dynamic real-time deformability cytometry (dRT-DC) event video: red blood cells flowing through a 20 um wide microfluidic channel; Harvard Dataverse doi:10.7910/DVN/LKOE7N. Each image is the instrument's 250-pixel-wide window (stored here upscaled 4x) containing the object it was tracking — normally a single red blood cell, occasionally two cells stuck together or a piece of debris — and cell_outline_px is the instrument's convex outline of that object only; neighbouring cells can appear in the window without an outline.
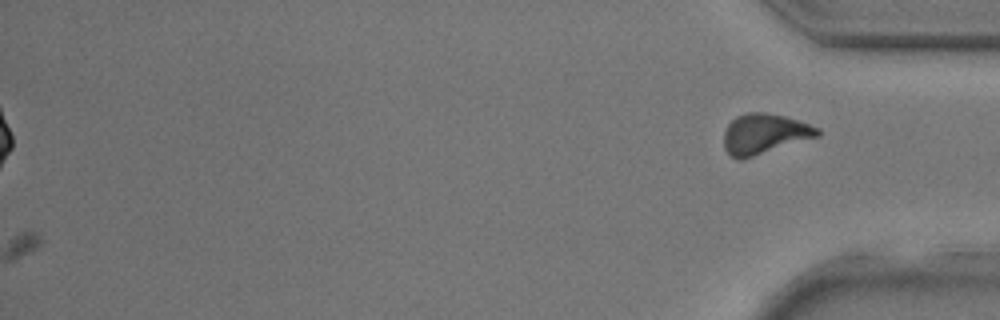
{"species": "common noctule bat (a hibernating species)", "species_latin": "Nyctalus noctula", "temperature_condition": "room temperature", "stored_images_in_passage": 40, "camera_frame_rate_fps": 3000, "um_per_image_px": 0.085, "animal": {"sex": "male", "body_mass_g": 17.9, "forearm_length_mm": 54.2}, "frame": {"image": 1, "passage_image": 40, "time_ms": 13.0, "image_size_px": [1000, 320], "cell_outline_px": [[820, 136], [740, 160], [732, 156], [724, 148], [724, 132], [728, 124], [736, 116], [748, 112], [764, 112], [784, 116], [820, 128]], "centroid_in_image_um": [64.97, 11.37], "position_along_channel_um": 370.2, "area_um2": 21.79}}